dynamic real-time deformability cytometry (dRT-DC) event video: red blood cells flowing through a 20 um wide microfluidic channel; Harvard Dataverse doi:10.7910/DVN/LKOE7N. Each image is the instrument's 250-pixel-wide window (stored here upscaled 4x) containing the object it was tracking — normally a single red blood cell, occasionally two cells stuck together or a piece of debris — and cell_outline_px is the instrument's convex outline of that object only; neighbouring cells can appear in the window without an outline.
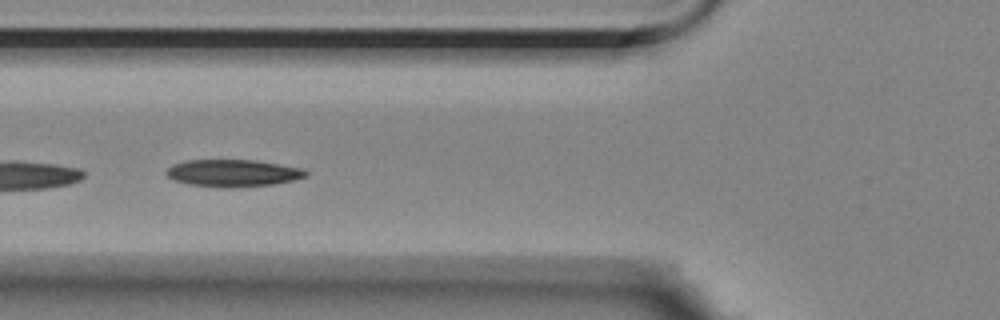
{"species": "Egyptian fruit bat (a non-hibernating species)", "species_latin": "Rousettus aegyptiacus", "temperature_condition": "room temperature", "stored_images_in_passage": 39, "camera_frame_rate_fps": 3000, "um_per_image_px": 0.085, "animal": {"sex": "female"}, "frame": {"image": 1, "passage_image": 2, "time_ms": 0.333, "image_size_px": [1000, 320], "cell_outline_px": [[308, 176], [292, 180], [272, 184], [228, 188], [224, 188], [188, 184], [172, 180], [164, 172], [172, 164], [184, 160], [256, 160], [300, 168], [308, 172]], "centroid_in_image_um": [19.74, 14.71], "position_along_channel_um": 106.1, "area_um2": 22.08}}
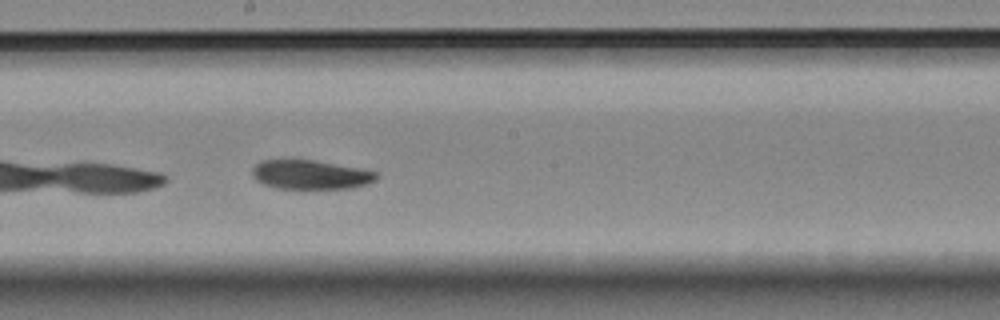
{"frame": {"image": 2, "passage_image": 12, "time_ms": 3.667, "image_size_px": [1000, 320], "cell_outline_px": [[380, 176], [376, 180], [368, 184], [352, 188], [276, 188], [264, 184], [256, 180], [252, 176], [252, 168], [260, 160], [288, 156], [360, 168], [376, 172]], "centroid_in_image_um": [26.33, 14.8], "position_along_channel_um": 221.9, "area_um2": 21.79}}
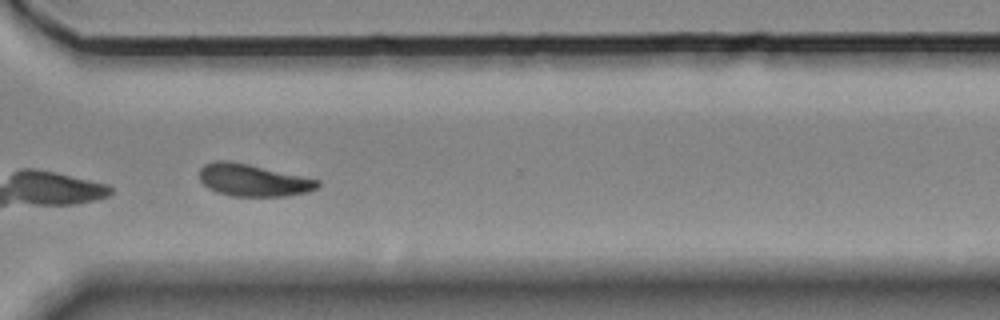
{"frame": {"image": 3, "passage_image": 23, "time_ms": 7.333, "image_size_px": [1000, 320], "cell_outline_px": [[320, 184], [316, 188], [308, 192], [284, 196], [232, 196], [216, 192], [208, 188], [200, 180], [200, 168], [204, 164], [216, 160], [228, 160], [248, 164], [320, 180]], "centroid_in_image_um": [21.49, 15.31], "position_along_channel_um": 349.1, "area_um2": 22.08}, "authors_computed_cell_mechanics": {"area_um2": 22.1952, "velocity_mm_per_s": 3.4674, "shape_relaxation_time_tau1_ms": 3.1869, "shape_relaxation_time_tau2_ms": 5.4485, "deformation_change_tau1": 0.0915, "deformation_change_tau2": 0.0913}}